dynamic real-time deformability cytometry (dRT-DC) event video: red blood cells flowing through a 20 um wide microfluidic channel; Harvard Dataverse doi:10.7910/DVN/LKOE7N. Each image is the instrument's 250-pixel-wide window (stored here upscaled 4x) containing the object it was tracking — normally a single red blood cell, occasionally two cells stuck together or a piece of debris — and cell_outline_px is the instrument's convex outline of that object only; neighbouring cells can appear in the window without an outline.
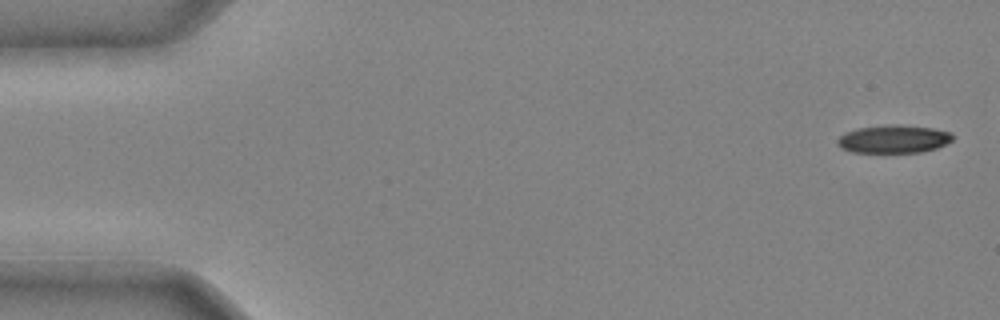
{"species": "common noctule bat (a hibernating species)", "species_latin": "Nyctalus noctula", "temperature_condition": "cold", "stored_images_in_passage": 39, "camera_frame_rate_fps": 3000, "um_per_image_px": 0.085, "animal": {"sex": "male", "body_mass_g": 20.4}, "frame": {"image": 1, "passage_image": 1, "time_ms": 0.0, "image_size_px": [1000, 320], "cell_outline_px": [[956, 136], [952, 140], [936, 148], [920, 152], [852, 152], [840, 148], [836, 144], [836, 140], [844, 132], [856, 128], [896, 124], [932, 128], [952, 132]], "centroid_in_image_um": [75.94, 11.81], "position_along_channel_um": 9.1, "area_um2": 18.9}}
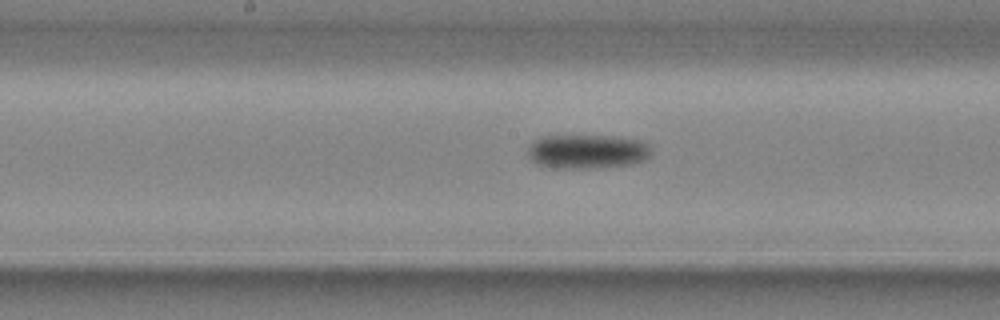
{"frame": {"image": 2, "passage_image": 22, "time_ms": 7.0, "image_size_px": [1000, 320], "cell_outline_px": [[652, 156], [644, 160], [632, 164], [588, 168], [556, 168], [540, 164], [532, 160], [528, 152], [528, 148], [536, 140], [544, 136], [600, 136], [640, 140], [648, 144], [652, 152]], "centroid_in_image_um": [49.96, 12.88], "position_along_channel_um": 198.2, "area_um2": 24.16}}
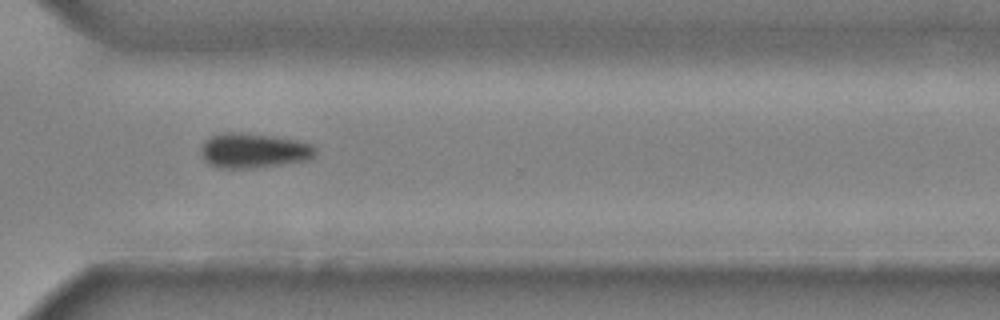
{"frame": {"image": 3, "passage_image": 32, "time_ms": 10.333, "image_size_px": [1000, 320], "cell_outline_px": [[316, 156], [308, 160], [252, 168], [220, 168], [204, 160], [204, 144], [212, 136], [228, 132], [236, 132], [272, 136], [296, 140], [312, 144], [316, 148]], "centroid_in_image_um": [21.65, 12.8], "position_along_channel_um": 348.9, "area_um2": 22.66}}